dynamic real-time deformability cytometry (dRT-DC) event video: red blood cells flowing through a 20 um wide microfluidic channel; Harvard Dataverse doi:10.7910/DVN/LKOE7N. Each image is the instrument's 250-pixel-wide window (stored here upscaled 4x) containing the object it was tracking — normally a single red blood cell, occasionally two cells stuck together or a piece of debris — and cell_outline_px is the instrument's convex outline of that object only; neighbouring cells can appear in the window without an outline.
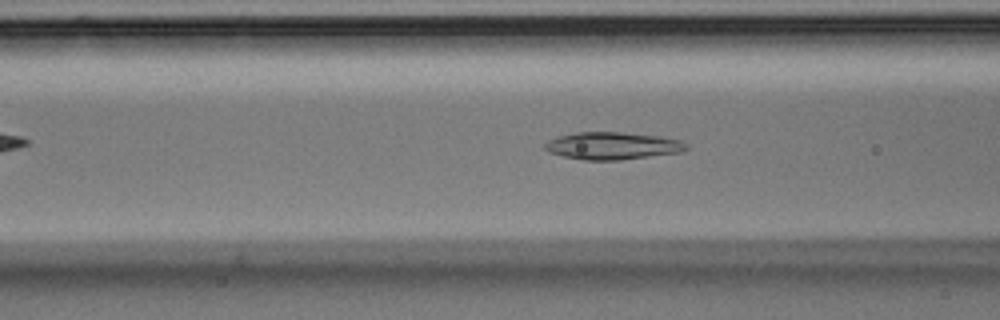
{"species": "Egyptian fruit bat (a non-hibernating species)", "species_latin": "Rousettus aegyptiacus", "temperature_condition": "room temperature", "stored_images_in_passage": 54, "camera_frame_rate_fps": 3000, "um_per_image_px": 0.085, "animal": {"sex": "male"}, "frame": {"image": 1, "passage_image": 20, "time_ms": 6.333, "image_size_px": [1000, 320], "cell_outline_px": [[688, 148], [684, 152], [620, 160], [584, 160], [564, 156], [548, 152], [544, 148], [544, 144], [548, 140], [560, 136], [576, 132], [620, 132], [660, 136], [680, 140], [688, 144]], "centroid_in_image_um": [52.09, 12.39], "position_along_channel_um": 114.5, "area_um2": 22.66}}
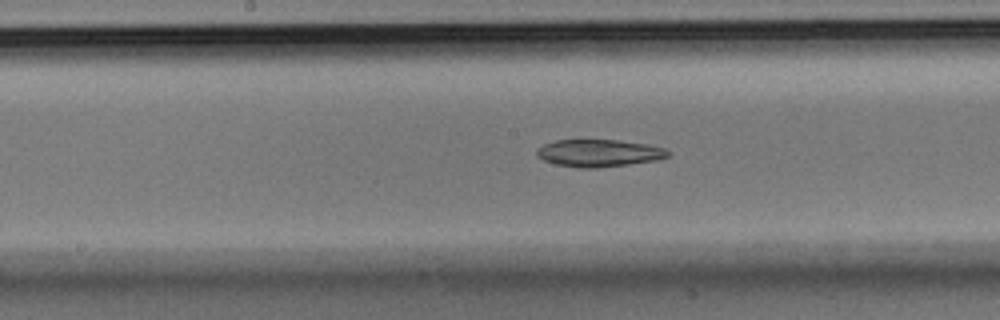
{"frame": {"image": 2, "passage_image": 27, "time_ms": 8.667, "image_size_px": [1000, 320], "cell_outline_px": [[668, 156], [656, 160], [628, 164], [596, 168], [576, 168], [556, 164], [544, 160], [536, 156], [536, 152], [544, 144], [556, 140], [616, 140], [648, 144], [664, 148], [668, 152]], "centroid_in_image_um": [50.88, 13.01], "position_along_channel_um": 197.3, "area_um2": 20.69}}
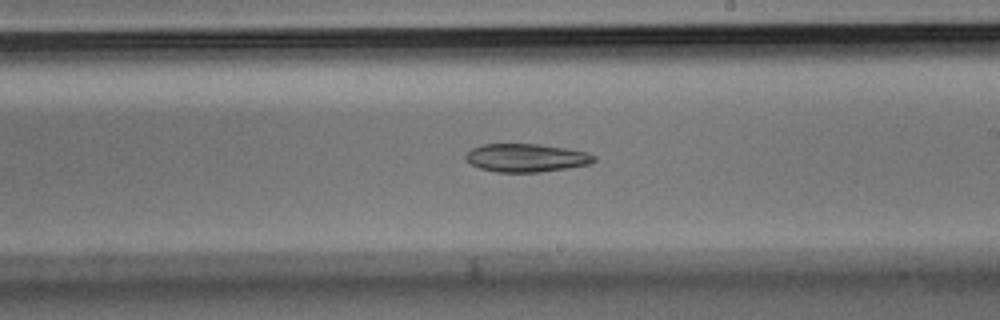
{"frame": {"image": 3, "passage_image": 31, "time_ms": 10.0, "image_size_px": [1000, 320], "cell_outline_px": [[596, 160], [592, 164], [568, 168], [540, 172], [496, 172], [480, 168], [472, 164], [464, 156], [472, 148], [484, 144], [540, 144], [588, 152], [596, 156]], "centroid_in_image_um": [44.78, 13.42], "position_along_channel_um": 244.2, "area_um2": 21.1}}